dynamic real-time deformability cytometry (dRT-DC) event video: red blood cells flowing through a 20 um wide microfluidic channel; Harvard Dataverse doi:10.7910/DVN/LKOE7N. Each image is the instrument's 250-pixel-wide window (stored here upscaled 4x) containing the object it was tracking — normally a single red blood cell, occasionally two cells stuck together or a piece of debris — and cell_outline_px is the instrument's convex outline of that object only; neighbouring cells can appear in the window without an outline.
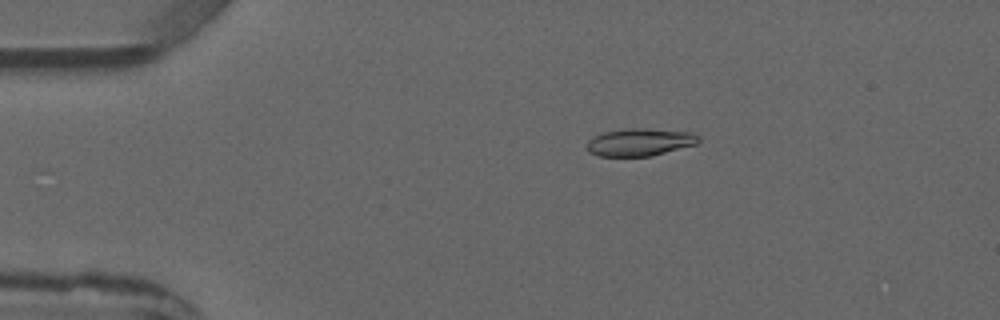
{"species": "common noctule bat (a hibernating species)", "species_latin": "Nyctalus noctula", "temperature_condition": "warm", "stored_images_in_passage": 3, "camera_frame_rate_fps": 3000, "um_per_image_px": 0.085, "animal": {"sex": "male", "forearm_length_mm": 52.5}, "frame": {"image": 1, "passage_image": 2, "time_ms": 1.333, "image_size_px": [1000, 320], "cell_outline_px": [[700, 140], [696, 144], [652, 156], [596, 156], [588, 152], [588, 140], [604, 132], [628, 128], [644, 128], [692, 132], [700, 136]], "centroid_in_image_um": [54.41, 12.08], "position_along_channel_um": 30.6, "area_um2": 17.92}}